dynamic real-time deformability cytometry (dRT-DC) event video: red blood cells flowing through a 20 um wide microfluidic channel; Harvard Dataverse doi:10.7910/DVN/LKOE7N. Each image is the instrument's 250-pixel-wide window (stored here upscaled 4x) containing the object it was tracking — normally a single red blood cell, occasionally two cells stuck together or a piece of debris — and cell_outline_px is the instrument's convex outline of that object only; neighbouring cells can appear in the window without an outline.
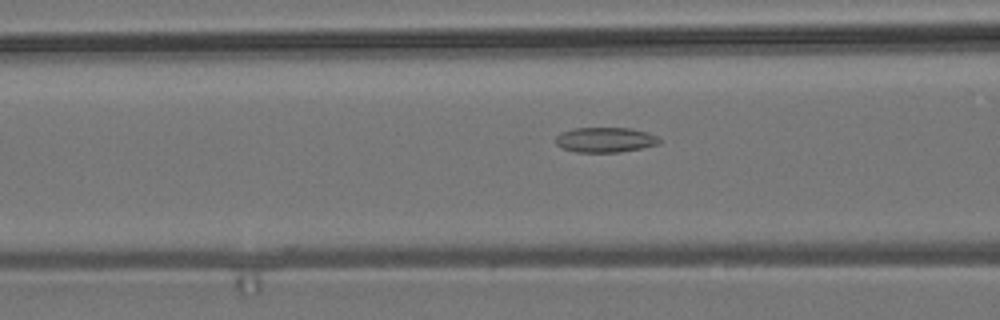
{"species": "common noctule bat (a hibernating species)", "species_latin": "Nyctalus noctula", "temperature_condition": "room temperature", "stored_images_in_passage": 9, "camera_frame_rate_fps": 3000, "um_per_image_px": 0.085, "animal": {"sex": "male", "body_mass_g": 19.2, "forearm_length_mm": 51.8}, "frame": {"image": 1, "passage_image": 7, "time_ms": 7.333, "image_size_px": [1000, 320], "cell_outline_px": [[660, 144], [620, 152], [576, 152], [560, 148], [556, 144], [556, 136], [560, 132], [572, 128], [632, 128], [648, 132], [656, 136], [660, 140]], "centroid_in_image_um": [51.41, 11.88], "position_along_channel_um": 115.2, "area_um2": 15.26}}